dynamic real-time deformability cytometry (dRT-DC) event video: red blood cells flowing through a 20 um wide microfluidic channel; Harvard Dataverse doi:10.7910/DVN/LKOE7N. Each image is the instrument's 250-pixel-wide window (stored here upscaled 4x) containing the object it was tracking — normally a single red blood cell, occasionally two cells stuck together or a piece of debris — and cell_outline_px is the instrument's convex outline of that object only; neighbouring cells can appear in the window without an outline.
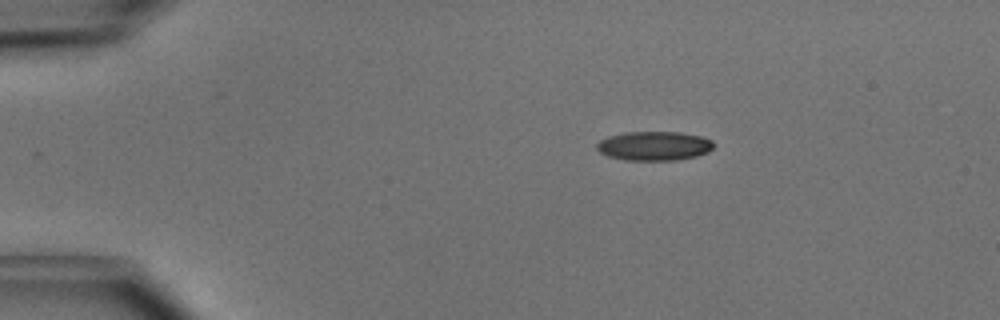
{"species": "common noctule bat (a hibernating species)", "species_latin": "Nyctalus noctula", "temperature_condition": "cold", "stored_images_in_passage": 42, "camera_frame_rate_fps": 3000, "um_per_image_px": 0.085, "animal": {"sex": "male", "body_mass_g": 15.6}, "frame": {"image": 1, "passage_image": 1, "time_ms": 0.0, "image_size_px": [1000, 320], "cell_outline_px": [[716, 144], [708, 152], [696, 156], [676, 160], [624, 160], [608, 156], [600, 152], [596, 148], [596, 144], [600, 140], [608, 136], [624, 132], [680, 132], [700, 136], [712, 140]], "centroid_in_image_um": [55.6, 12.4], "position_along_channel_um": 29.4, "area_um2": 19.94}}
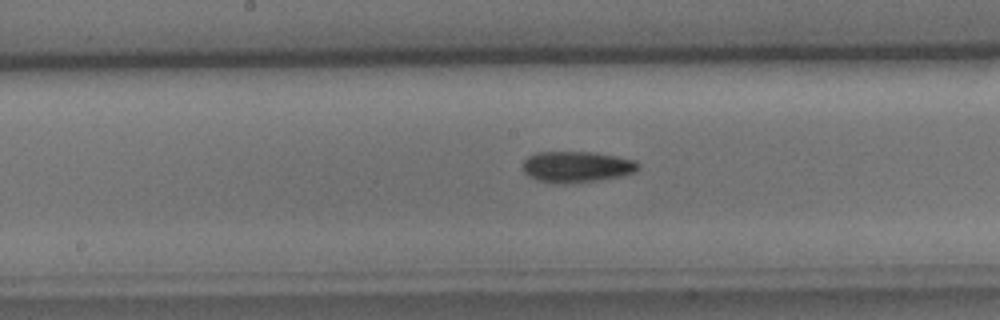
{"frame": {"image": 2, "passage_image": 18, "time_ms": 5.667, "image_size_px": [1000, 320], "cell_outline_px": [[640, 164], [636, 172], [620, 176], [596, 180], [564, 184], [556, 184], [540, 180], [528, 176], [524, 172], [524, 160], [528, 156], [536, 152], [592, 152], [616, 156], [636, 160]], "centroid_in_image_um": [49.03, 14.17], "position_along_channel_um": 199.2, "area_um2": 20.87}}
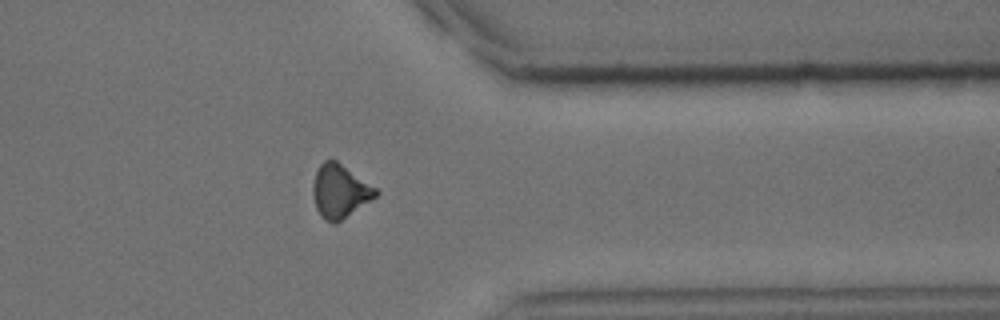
{"frame": {"image": 3, "passage_image": 32, "time_ms": 10.333, "image_size_px": [1000, 320], "cell_outline_px": [[380, 192], [376, 196], [336, 224], [332, 224], [324, 220], [320, 216], [316, 208], [312, 192], [312, 188], [316, 172], [320, 164], [324, 160], [336, 160], [376, 188]], "centroid_in_image_um": [28.86, 16.27], "position_along_channel_um": 382.5, "area_um2": 19.42}, "authors_computed_cell_mechanics": {"area_um2": 19.9699, "velocity_mm_per_s": 4.072, "shape_relaxation_time_tau1_ms": 4.851, "shape_relaxation_time_tau2_ms": null, "deformation_change_tau1": 0.1095, "deformation_change_tau2": null}}